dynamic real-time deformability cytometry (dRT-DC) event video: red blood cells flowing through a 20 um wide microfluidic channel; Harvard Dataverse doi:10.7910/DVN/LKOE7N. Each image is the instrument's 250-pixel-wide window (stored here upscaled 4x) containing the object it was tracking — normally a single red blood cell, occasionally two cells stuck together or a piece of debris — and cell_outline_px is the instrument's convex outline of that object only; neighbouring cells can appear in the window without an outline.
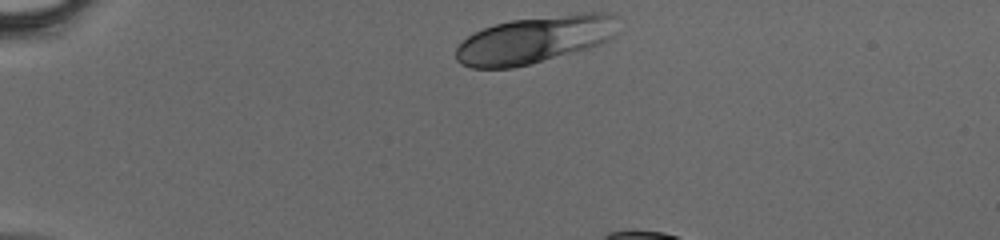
{"species": "human", "species_latin": "Homo sapiens", "temperature_condition": "cold", "stored_images_in_passage": 9, "camera_frame_rate_fps": 3000, "um_per_image_px": 0.085, "donor": {"sex": "male"}, "frame": {"image": 1, "passage_image": 1, "time_ms": 0.0, "image_size_px": [1000, 240], "cell_outline_px": [[620, 16], [616, 36], [600, 44], [588, 48], [528, 64], [512, 68], [472, 68], [460, 64], [456, 60], [456, 48], [468, 36], [484, 28], [496, 24], [512, 20], [580, 12], [608, 12]], "centroid_in_image_um": [45.53, 3.34], "position_along_channel_um": 39.5, "area_um2": 44.8}}
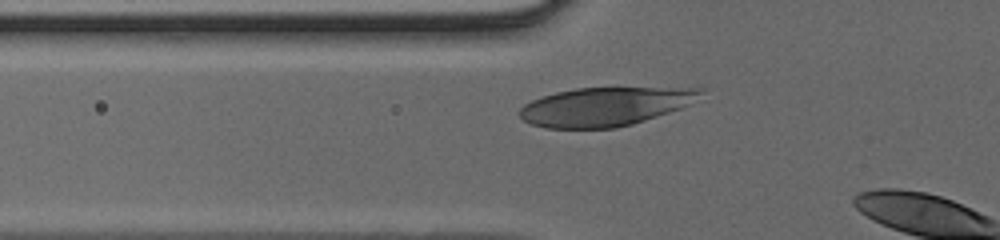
{"frame": {"image": 2, "passage_image": 7, "time_ms": 2.0, "image_size_px": [1000, 240], "cell_outline_px": [[708, 88], [688, 104], [680, 108], [632, 124], [616, 128], [548, 128], [532, 124], [524, 120], [520, 116], [520, 108], [524, 104], [532, 100], [556, 92], [576, 88]], "centroid_in_image_um": [51.4, 9.06], "position_along_channel_um": 74.4, "area_um2": 40.17}}